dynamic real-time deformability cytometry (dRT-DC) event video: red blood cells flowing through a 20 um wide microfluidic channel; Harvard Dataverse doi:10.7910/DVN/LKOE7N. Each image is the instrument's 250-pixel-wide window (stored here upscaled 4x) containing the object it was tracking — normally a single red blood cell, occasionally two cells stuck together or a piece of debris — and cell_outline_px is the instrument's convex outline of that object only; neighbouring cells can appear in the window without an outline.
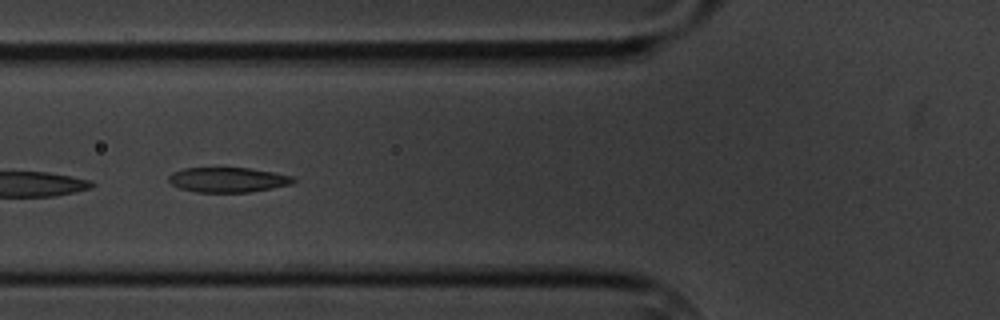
{"species": "common noctule bat (a hibernating species)", "species_latin": "Nyctalus noctula", "temperature_condition": "cold", "stored_images_in_passage": 13, "camera_frame_rate_fps": 3000, "um_per_image_px": 0.085, "animal": {"sex": "male", "body_mass_g": 20.1, "forearm_length_mm": 53.5}, "frame": {"image": 1, "passage_image": 4, "time_ms": 3.333, "image_size_px": [1000, 320], "cell_outline_px": [[296, 180], [292, 184], [272, 188], [248, 192], [196, 192], [180, 188], [172, 184], [168, 180], [168, 176], [172, 172], [184, 168], [248, 168], [272, 172], [292, 176]], "centroid_in_image_um": [19.35, 15.28], "position_along_channel_um": 106.4, "area_um2": 17.98}}
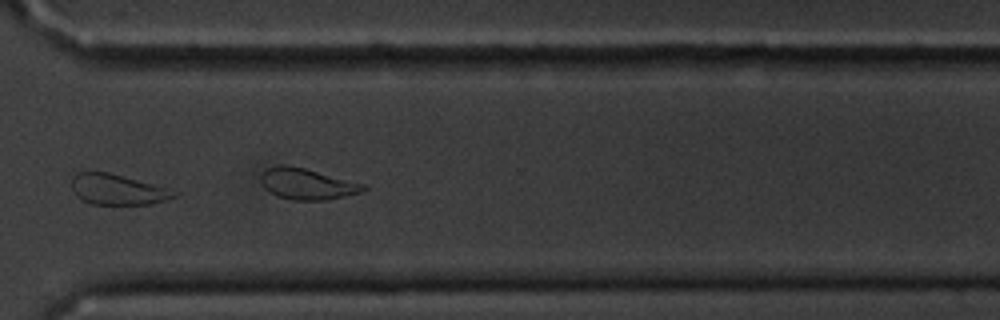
{"frame": {"image": 2, "passage_image": 10, "time_ms": 10.333, "image_size_px": [1000, 320], "cell_outline_px": [[180, 192], [176, 196], [168, 200], [152, 204], [92, 204], [80, 200], [72, 192], [72, 176], [76, 172], [108, 172], [168, 188]], "centroid_in_image_um": [9.98, 16.12], "position_along_channel_um": 360.6, "area_um2": 18.38}}
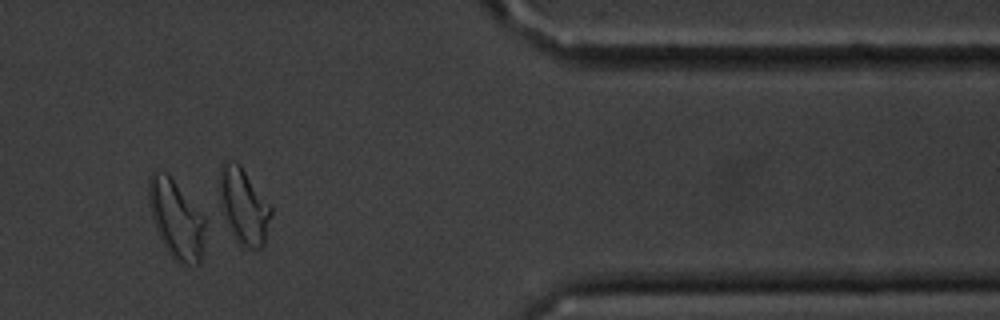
{"frame": {"image": 3, "passage_image": 11, "time_ms": 12.333, "image_size_px": [1000, 320], "cell_outline_px": [[204, 228], [200, 264], [180, 264], [168, 252], [152, 220], [148, 204], [148, 180], [152, 172], [168, 172], [204, 216]], "centroid_in_image_um": [14.95, 18.58], "position_along_channel_um": 396.5, "area_um2": 25.61}, "authors_computed_cell_mechanics": {"area_um2": 19.363, "velocity_mm_per_s": 3.4231, "shape_relaxation_time_tau1_ms": 2.4423, "shape_relaxation_time_tau2_ms": 3.6626, "deformation_change_tau1": 0.1065, "deformation_change_tau2": 0.1216}}